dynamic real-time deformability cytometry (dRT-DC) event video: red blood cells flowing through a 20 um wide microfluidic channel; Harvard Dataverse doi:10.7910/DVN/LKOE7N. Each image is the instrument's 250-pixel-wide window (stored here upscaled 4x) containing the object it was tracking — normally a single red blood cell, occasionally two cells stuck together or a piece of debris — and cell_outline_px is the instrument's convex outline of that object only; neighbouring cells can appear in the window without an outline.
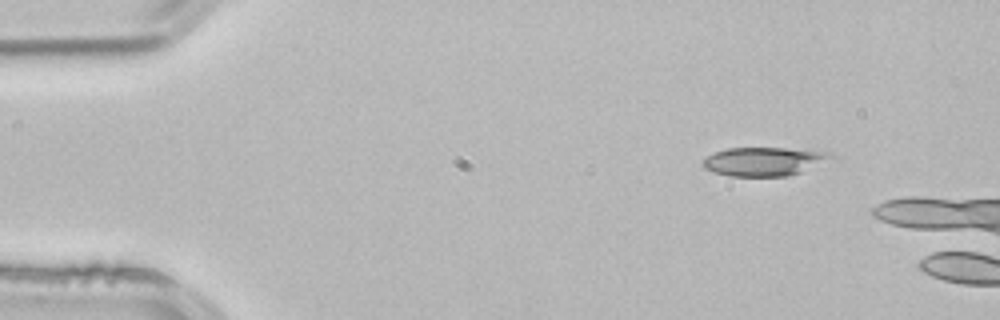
{"species": "common noctule bat (a hibernating species)", "species_latin": "Nyctalus noctula", "temperature_condition": "room temperature", "stored_images_in_passage": 2, "camera_frame_rate_fps": 3000, "um_per_image_px": 0.085, "animal": {"sex": "male", "body_mass_g": 21.5, "forearm_length_mm": 52.0}, "frame": {"image": 1, "passage_image": 1, "time_ms": 0.0, "image_size_px": [1000, 320], "cell_outline_px": [[836, 156], [800, 172], [788, 176], [728, 176], [704, 168], [700, 164], [708, 156], [716, 152], [728, 148], [784, 148], [832, 152]], "centroid_in_image_um": [64.93, 13.72], "position_along_channel_um": 20.1, "area_um2": 21.15}}